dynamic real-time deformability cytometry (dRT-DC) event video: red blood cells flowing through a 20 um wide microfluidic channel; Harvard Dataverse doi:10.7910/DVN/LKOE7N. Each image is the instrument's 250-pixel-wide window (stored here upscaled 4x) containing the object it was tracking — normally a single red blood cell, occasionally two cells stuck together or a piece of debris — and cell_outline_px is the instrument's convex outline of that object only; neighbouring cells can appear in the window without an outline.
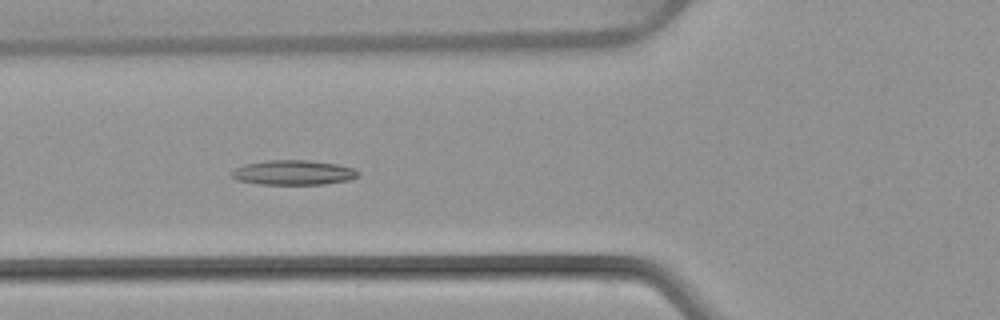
{"species": "common noctule bat (a hibernating species)", "species_latin": "Nyctalus noctula", "temperature_condition": "warm", "stored_images_in_passage": 6, "camera_frame_rate_fps": 3000, "um_per_image_px": 0.085, "animal": {"sex": "female", "body_mass_g": 22.7, "forearm_length_mm": 54.2}, "frame": {"image": 1, "passage_image": 6, "time_ms": 5.667, "image_size_px": [1000, 320], "cell_outline_px": [[360, 172], [356, 176], [348, 180], [324, 184], [260, 184], [236, 180], [232, 176], [232, 172], [236, 168], [244, 164], [264, 160], [308, 160], [340, 164], [356, 168]], "centroid_in_image_um": [24.96, 14.65], "position_along_channel_um": 100.8, "area_um2": 18.32}}